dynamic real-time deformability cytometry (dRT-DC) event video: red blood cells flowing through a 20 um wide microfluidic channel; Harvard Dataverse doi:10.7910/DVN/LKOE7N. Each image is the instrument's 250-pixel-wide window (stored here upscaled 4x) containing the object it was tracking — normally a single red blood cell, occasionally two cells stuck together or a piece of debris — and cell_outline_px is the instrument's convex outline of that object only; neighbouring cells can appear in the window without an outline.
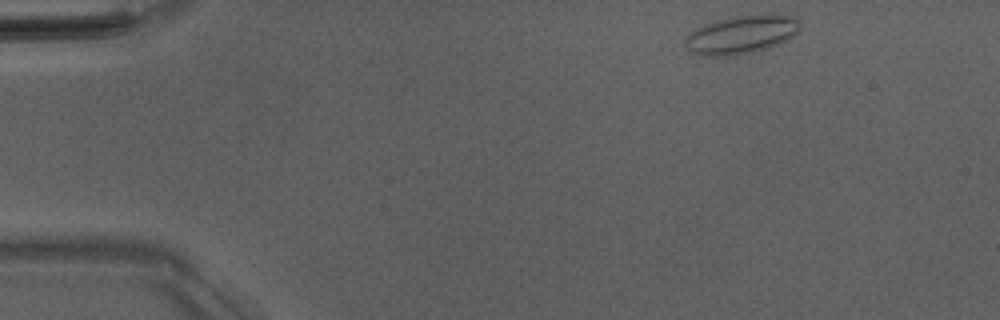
{"species": "Egyptian fruit bat (a non-hibernating species)", "species_latin": "Rousettus aegyptiacus", "temperature_condition": "room temperature", "stored_images_in_passage": 45, "camera_frame_rate_fps": 3000, "um_per_image_px": 0.085, "animal": {"sex": "male"}, "frame": {"image": 1, "passage_image": 1, "time_ms": 0.0, "image_size_px": [1000, 320], "cell_outline_px": [[800, 32], [768, 48], [752, 52], [724, 56], [708, 56], [692, 52], [684, 44], [684, 40], [696, 28], [704, 24], [716, 20], [736, 16], [792, 16], [800, 20]], "centroid_in_image_um": [63.0, 2.95], "position_along_channel_um": 22.0, "area_um2": 24.97}}
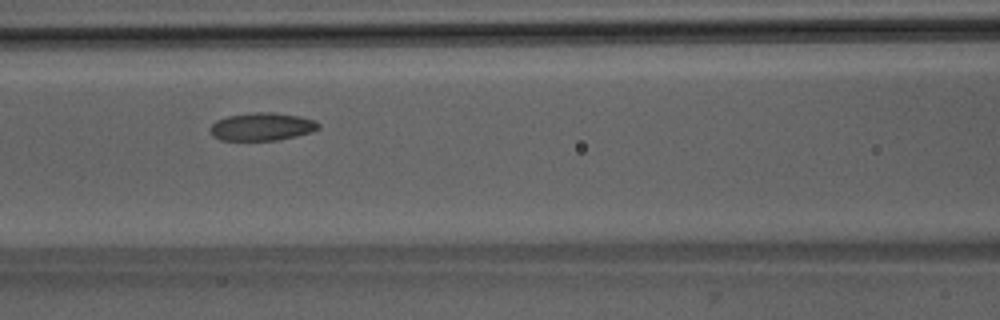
{"frame": {"image": 2, "passage_image": 17, "time_ms": 5.333, "image_size_px": [1000, 320], "cell_outline_px": [[320, 128], [312, 132], [280, 140], [220, 140], [212, 136], [208, 128], [216, 120], [228, 116], [252, 112], [272, 112], [300, 116], [312, 120], [320, 124]], "centroid_in_image_um": [22.24, 10.77], "position_along_channel_um": 144.4, "area_um2": 17.74}}
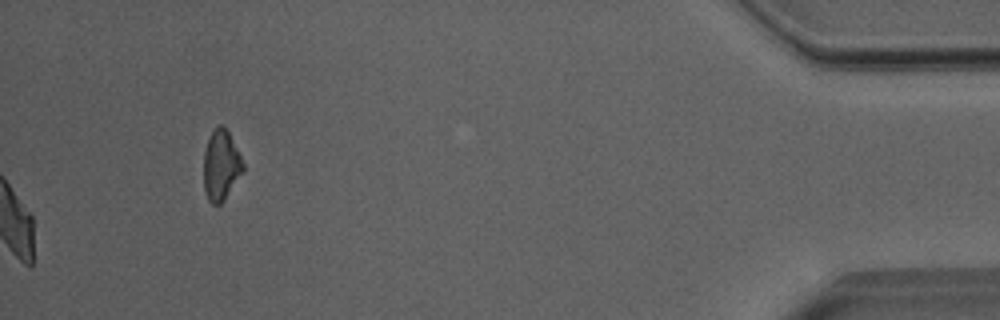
{"frame": {"image": 3, "passage_image": 45, "time_ms": 14.667, "image_size_px": [1000, 320], "cell_outline_px": [[244, 172], [224, 200], [220, 204], [212, 204], [208, 200], [204, 188], [204, 152], [208, 140], [212, 132], [220, 124], [224, 124], [244, 164]], "centroid_in_image_um": [18.79, 14.07], "position_along_channel_um": 416.4, "area_um2": 16.01}, "authors_computed_cell_mechanics": {"area_um2": 20.3456, "velocity_mm_per_s": 4.0044, "shape_relaxation_time_tau1_ms": 3.2178, "shape_relaxation_time_tau2_ms": 2.1008, "deformation_change_tau1": 0.0875, "deformation_change_tau2": 0.1015}}